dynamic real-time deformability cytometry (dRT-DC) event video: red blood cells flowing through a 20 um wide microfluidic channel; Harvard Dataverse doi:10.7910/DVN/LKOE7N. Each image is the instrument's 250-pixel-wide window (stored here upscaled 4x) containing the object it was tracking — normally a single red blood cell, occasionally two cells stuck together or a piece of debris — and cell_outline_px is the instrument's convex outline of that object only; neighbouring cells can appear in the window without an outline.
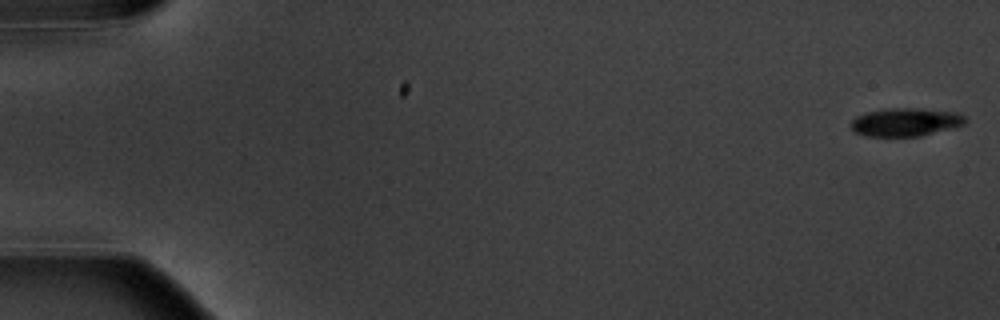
{"species": "common noctule bat (a hibernating species)", "species_latin": "Nyctalus noctula", "temperature_condition": "warm", "stored_images_in_passage": 5, "camera_frame_rate_fps": 3000, "um_per_image_px": 0.085, "animal": {"sex": "male", "body_mass_g": 20.1, "forearm_length_mm": 53.5}, "frame": {"image": 1, "passage_image": 1, "time_ms": 0.0, "image_size_px": [1000, 320], "cell_outline_px": [[968, 120], [964, 124], [920, 136], [864, 136], [852, 132], [848, 124], [856, 116], [864, 112], [888, 108], [916, 108], [956, 112], [964, 116]], "centroid_in_image_um": [76.88, 10.37], "position_along_channel_um": 8.1, "area_um2": 18.96}}
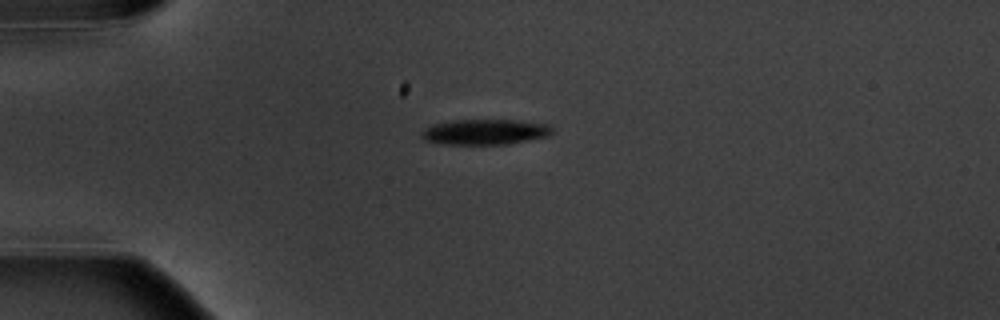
{"frame": {"image": 2, "passage_image": 5, "time_ms": 4.667, "image_size_px": [1000, 320], "cell_outline_px": [[556, 132], [548, 136], [508, 144], [444, 144], [424, 140], [420, 136], [420, 132], [424, 128], [432, 124], [452, 120], [516, 120], [548, 124]], "centroid_in_image_um": [41.21, 11.21], "position_along_channel_um": 43.8, "area_um2": 19.54}}